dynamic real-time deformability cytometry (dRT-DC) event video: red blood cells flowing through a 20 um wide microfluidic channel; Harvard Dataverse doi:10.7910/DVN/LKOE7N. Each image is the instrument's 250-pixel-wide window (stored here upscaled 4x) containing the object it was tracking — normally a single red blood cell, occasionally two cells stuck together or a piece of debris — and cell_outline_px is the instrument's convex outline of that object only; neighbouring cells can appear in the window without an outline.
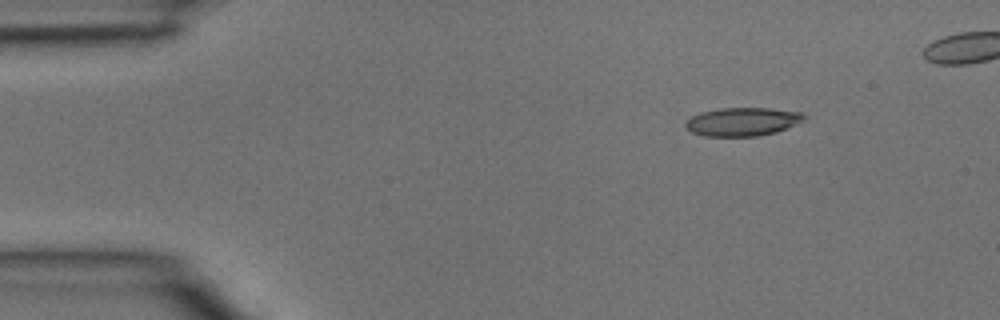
{"species": "common noctule bat (a hibernating species)", "species_latin": "Nyctalus noctula", "temperature_condition": "room temperature", "stored_images_in_passage": 4, "camera_frame_rate_fps": 3000, "um_per_image_px": 0.085, "animal": {"sex": "male", "body_mass_g": 15.6}, "frame": {"image": 1, "passage_image": 1, "time_ms": 0.0, "image_size_px": [1000, 320], "cell_outline_px": [[808, 120], [776, 132], [756, 136], [704, 136], [692, 132], [684, 124], [692, 116], [700, 112], [720, 108], [768, 108], [804, 112], [808, 116]], "centroid_in_image_um": [63.2, 10.33], "position_along_channel_um": 21.8, "area_um2": 19.83}}